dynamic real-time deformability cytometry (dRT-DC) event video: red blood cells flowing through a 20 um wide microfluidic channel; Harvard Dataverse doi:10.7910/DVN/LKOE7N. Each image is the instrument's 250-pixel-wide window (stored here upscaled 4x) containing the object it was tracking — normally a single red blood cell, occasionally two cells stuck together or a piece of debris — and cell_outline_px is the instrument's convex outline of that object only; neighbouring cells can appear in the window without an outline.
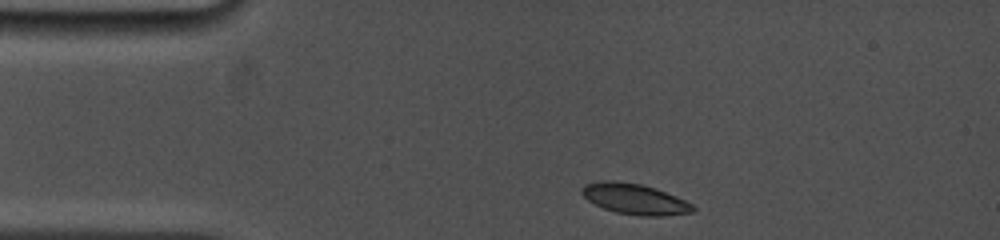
{"species": "common noctule bat (a hibernating species)", "species_latin": "Nyctalus noctula", "temperature_condition": "cold", "stored_images_in_passage": 32, "camera_frame_rate_fps": 5000, "um_per_image_px": 0.085, "animal": {"sex": "female", "body_mass_g": 19.0, "forearm_length_mm": 53.3}, "frame": {"image": 1, "passage_image": 1, "time_ms": 0.0, "image_size_px": [1000, 240], "cell_outline_px": [[696, 208], [692, 212], [660, 216], [640, 216], [616, 212], [604, 208], [588, 200], [580, 192], [580, 188], [584, 184], [600, 180], [612, 180], [640, 184], [656, 188], [676, 196], [692, 204]], "centroid_in_image_um": [53.92, 16.9], "position_along_channel_um": 31.1, "area_um2": 19.83}}
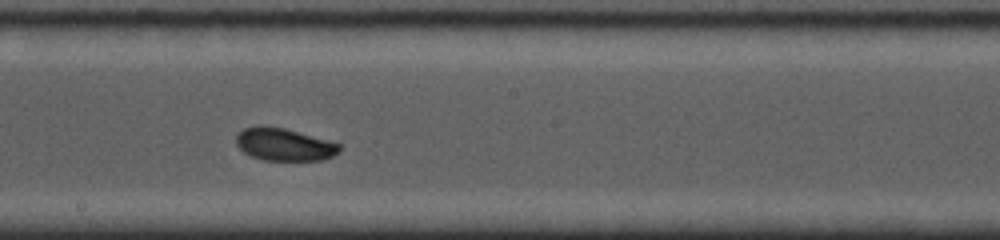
{"frame": {"image": 2, "passage_image": 17, "time_ms": 6.2, "image_size_px": [1000, 240], "cell_outline_px": [[340, 152], [324, 160], [264, 160], [252, 156], [244, 152], [236, 144], [236, 136], [244, 128], [260, 124], [284, 128], [340, 144]], "centroid_in_image_um": [24.13, 12.27], "position_along_channel_um": 224.1, "area_um2": 19.48}}
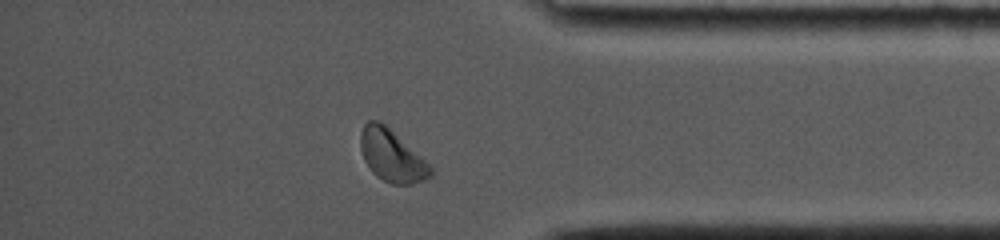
{"frame": {"image": 3, "passage_image": 29, "time_ms": 11.0, "image_size_px": [1000, 240], "cell_outline_px": [[432, 176], [412, 184], [392, 184], [376, 176], [372, 172], [364, 160], [360, 148], [360, 132], [364, 124], [368, 120], [376, 120], [384, 124], [420, 156], [432, 168]], "centroid_in_image_um": [33.25, 13.24], "position_along_channel_um": 401.9, "area_um2": 20.81}, "authors_computed_cell_mechanics": {"area_um2": 19.9699, "velocity_mm_per_s": 3.8111, "shape_relaxation_time_tau1_ms": 2.1688, "shape_relaxation_time_tau2_ms": null, "deformation_change_tau1": 0.0857, "deformation_change_tau2": null}}